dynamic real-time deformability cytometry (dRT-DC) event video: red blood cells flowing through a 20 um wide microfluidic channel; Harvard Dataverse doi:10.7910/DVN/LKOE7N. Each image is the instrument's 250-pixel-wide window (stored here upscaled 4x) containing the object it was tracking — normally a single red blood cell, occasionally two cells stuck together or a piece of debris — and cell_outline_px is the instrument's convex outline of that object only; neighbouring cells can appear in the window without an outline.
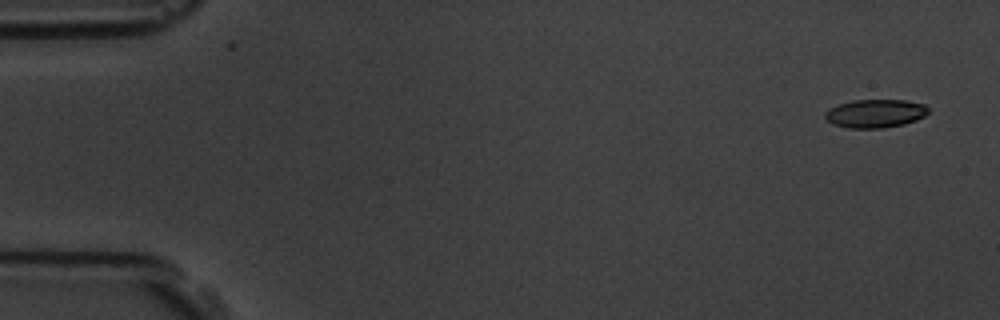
{"species": "common noctule bat (a hibernating species)", "species_latin": "Nyctalus noctula", "temperature_condition": "room temperature", "stored_images_in_passage": 4, "camera_frame_rate_fps": 3000, "um_per_image_px": 0.085, "animal": {"sex": "male", "body_mass_g": 19.5, "forearm_length_mm": 54.6}, "frame": {"image": 1, "passage_image": 1, "time_ms": 0.0, "image_size_px": [1000, 320], "cell_outline_px": [[928, 112], [924, 116], [916, 120], [904, 124], [880, 128], [848, 128], [832, 124], [824, 116], [824, 112], [828, 108], [852, 100], [904, 100], [924, 104], [928, 108]], "centroid_in_image_um": [74.37, 9.64], "position_along_channel_um": 10.6, "area_um2": 17.05}}
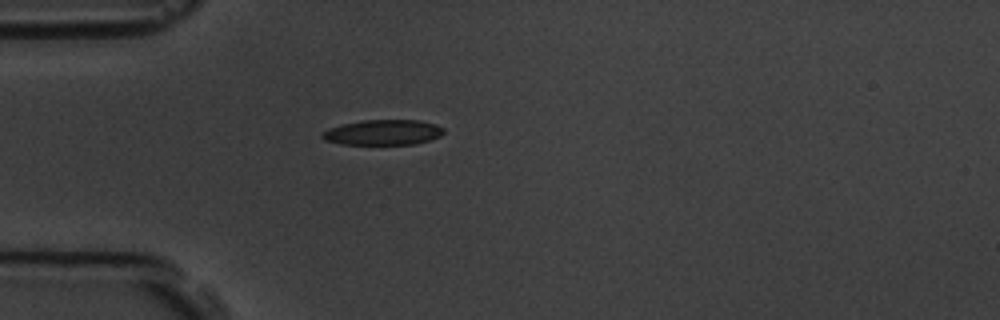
{"frame": {"image": 2, "passage_image": 4, "time_ms": 4.333, "image_size_px": [1000, 320], "cell_outline_px": [[444, 132], [440, 136], [416, 144], [340, 144], [324, 140], [320, 136], [320, 132], [328, 128], [344, 124], [364, 120], [420, 120], [436, 124], [444, 128]], "centroid_in_image_um": [32.54, 11.25], "position_along_channel_um": 52.5, "area_um2": 17.98}}